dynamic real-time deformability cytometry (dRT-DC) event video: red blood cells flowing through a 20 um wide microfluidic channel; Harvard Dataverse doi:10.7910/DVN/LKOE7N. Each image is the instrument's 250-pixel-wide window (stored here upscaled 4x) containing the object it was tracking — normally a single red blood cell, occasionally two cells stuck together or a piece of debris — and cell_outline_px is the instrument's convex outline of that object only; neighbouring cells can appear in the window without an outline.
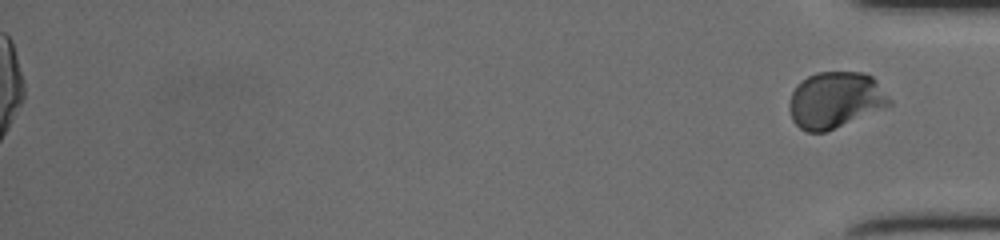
{"species": "human", "species_latin": "Homo sapiens", "temperature_condition": "cold", "stored_images_in_passage": 44, "segment_of_instrument_passage": [2, 2], "camera_frame_rate_fps": 3000, "um_per_image_px": 0.085, "donor": {"sex": "female"}, "frame": {"image": 1, "passage_image": 44, "time_ms": 14.333, "image_size_px": [1000, 240], "cell_outline_px": [[892, 104], [824, 132], [808, 132], [800, 128], [792, 120], [788, 108], [788, 104], [792, 92], [796, 84], [800, 80], [816, 72], [864, 72], [872, 76], [876, 80], [892, 100]], "centroid_in_image_um": [70.97, 8.47], "position_along_channel_um": 364.2, "area_um2": 32.77}}